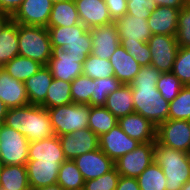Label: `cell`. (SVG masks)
Masks as SVG:
<instances>
[{
    "mask_svg": "<svg viewBox=\"0 0 190 190\" xmlns=\"http://www.w3.org/2000/svg\"><path fill=\"white\" fill-rule=\"evenodd\" d=\"M28 160L65 161L59 137L54 135L39 141L29 142Z\"/></svg>",
    "mask_w": 190,
    "mask_h": 190,
    "instance_id": "23",
    "label": "cell"
},
{
    "mask_svg": "<svg viewBox=\"0 0 190 190\" xmlns=\"http://www.w3.org/2000/svg\"><path fill=\"white\" fill-rule=\"evenodd\" d=\"M180 9L157 6L147 19L151 33L176 36Z\"/></svg>",
    "mask_w": 190,
    "mask_h": 190,
    "instance_id": "21",
    "label": "cell"
},
{
    "mask_svg": "<svg viewBox=\"0 0 190 190\" xmlns=\"http://www.w3.org/2000/svg\"><path fill=\"white\" fill-rule=\"evenodd\" d=\"M168 119L190 121V85L183 86L170 102Z\"/></svg>",
    "mask_w": 190,
    "mask_h": 190,
    "instance_id": "37",
    "label": "cell"
},
{
    "mask_svg": "<svg viewBox=\"0 0 190 190\" xmlns=\"http://www.w3.org/2000/svg\"><path fill=\"white\" fill-rule=\"evenodd\" d=\"M117 119L135 112L130 84H122L107 96L104 105Z\"/></svg>",
    "mask_w": 190,
    "mask_h": 190,
    "instance_id": "25",
    "label": "cell"
},
{
    "mask_svg": "<svg viewBox=\"0 0 190 190\" xmlns=\"http://www.w3.org/2000/svg\"><path fill=\"white\" fill-rule=\"evenodd\" d=\"M0 186L5 190H31L26 166L3 165L0 175Z\"/></svg>",
    "mask_w": 190,
    "mask_h": 190,
    "instance_id": "28",
    "label": "cell"
},
{
    "mask_svg": "<svg viewBox=\"0 0 190 190\" xmlns=\"http://www.w3.org/2000/svg\"><path fill=\"white\" fill-rule=\"evenodd\" d=\"M92 38L89 29L84 33V40H74L70 44H65L61 49L73 56L83 57L84 59L91 54Z\"/></svg>",
    "mask_w": 190,
    "mask_h": 190,
    "instance_id": "44",
    "label": "cell"
},
{
    "mask_svg": "<svg viewBox=\"0 0 190 190\" xmlns=\"http://www.w3.org/2000/svg\"><path fill=\"white\" fill-rule=\"evenodd\" d=\"M113 21L127 13V0H104Z\"/></svg>",
    "mask_w": 190,
    "mask_h": 190,
    "instance_id": "46",
    "label": "cell"
},
{
    "mask_svg": "<svg viewBox=\"0 0 190 190\" xmlns=\"http://www.w3.org/2000/svg\"><path fill=\"white\" fill-rule=\"evenodd\" d=\"M84 58L73 56L61 48H53L52 57L47 66L53 78L72 82L75 78L83 75Z\"/></svg>",
    "mask_w": 190,
    "mask_h": 190,
    "instance_id": "10",
    "label": "cell"
},
{
    "mask_svg": "<svg viewBox=\"0 0 190 190\" xmlns=\"http://www.w3.org/2000/svg\"><path fill=\"white\" fill-rule=\"evenodd\" d=\"M0 100L8 108L22 107L29 103L25 84L8 74L5 68H0Z\"/></svg>",
    "mask_w": 190,
    "mask_h": 190,
    "instance_id": "20",
    "label": "cell"
},
{
    "mask_svg": "<svg viewBox=\"0 0 190 190\" xmlns=\"http://www.w3.org/2000/svg\"><path fill=\"white\" fill-rule=\"evenodd\" d=\"M42 66L43 64L38 61L18 55L7 62L3 68L10 76L24 83L25 80L38 72Z\"/></svg>",
    "mask_w": 190,
    "mask_h": 190,
    "instance_id": "32",
    "label": "cell"
},
{
    "mask_svg": "<svg viewBox=\"0 0 190 190\" xmlns=\"http://www.w3.org/2000/svg\"><path fill=\"white\" fill-rule=\"evenodd\" d=\"M18 55V23L11 19L0 33V68Z\"/></svg>",
    "mask_w": 190,
    "mask_h": 190,
    "instance_id": "26",
    "label": "cell"
},
{
    "mask_svg": "<svg viewBox=\"0 0 190 190\" xmlns=\"http://www.w3.org/2000/svg\"><path fill=\"white\" fill-rule=\"evenodd\" d=\"M83 75L92 79L107 78L114 76V70L108 59H102L89 54L82 66Z\"/></svg>",
    "mask_w": 190,
    "mask_h": 190,
    "instance_id": "36",
    "label": "cell"
},
{
    "mask_svg": "<svg viewBox=\"0 0 190 190\" xmlns=\"http://www.w3.org/2000/svg\"><path fill=\"white\" fill-rule=\"evenodd\" d=\"M57 184L64 190H83L84 179L73 160L66 159L60 166Z\"/></svg>",
    "mask_w": 190,
    "mask_h": 190,
    "instance_id": "33",
    "label": "cell"
},
{
    "mask_svg": "<svg viewBox=\"0 0 190 190\" xmlns=\"http://www.w3.org/2000/svg\"><path fill=\"white\" fill-rule=\"evenodd\" d=\"M119 178L120 175L114 167L98 178L84 181L83 190H116Z\"/></svg>",
    "mask_w": 190,
    "mask_h": 190,
    "instance_id": "41",
    "label": "cell"
},
{
    "mask_svg": "<svg viewBox=\"0 0 190 190\" xmlns=\"http://www.w3.org/2000/svg\"><path fill=\"white\" fill-rule=\"evenodd\" d=\"M61 1H67V0H51L52 3L61 2Z\"/></svg>",
    "mask_w": 190,
    "mask_h": 190,
    "instance_id": "54",
    "label": "cell"
},
{
    "mask_svg": "<svg viewBox=\"0 0 190 190\" xmlns=\"http://www.w3.org/2000/svg\"><path fill=\"white\" fill-rule=\"evenodd\" d=\"M118 124V119L105 106H90L88 128L98 137Z\"/></svg>",
    "mask_w": 190,
    "mask_h": 190,
    "instance_id": "31",
    "label": "cell"
},
{
    "mask_svg": "<svg viewBox=\"0 0 190 190\" xmlns=\"http://www.w3.org/2000/svg\"><path fill=\"white\" fill-rule=\"evenodd\" d=\"M92 38L93 56L110 59L116 48L120 44L118 27L114 22L89 29Z\"/></svg>",
    "mask_w": 190,
    "mask_h": 190,
    "instance_id": "14",
    "label": "cell"
},
{
    "mask_svg": "<svg viewBox=\"0 0 190 190\" xmlns=\"http://www.w3.org/2000/svg\"><path fill=\"white\" fill-rule=\"evenodd\" d=\"M156 141L163 146L190 152V121L168 119L156 130Z\"/></svg>",
    "mask_w": 190,
    "mask_h": 190,
    "instance_id": "8",
    "label": "cell"
},
{
    "mask_svg": "<svg viewBox=\"0 0 190 190\" xmlns=\"http://www.w3.org/2000/svg\"><path fill=\"white\" fill-rule=\"evenodd\" d=\"M109 60L114 70V76L122 84H131L142 67L121 44L118 45Z\"/></svg>",
    "mask_w": 190,
    "mask_h": 190,
    "instance_id": "22",
    "label": "cell"
},
{
    "mask_svg": "<svg viewBox=\"0 0 190 190\" xmlns=\"http://www.w3.org/2000/svg\"><path fill=\"white\" fill-rule=\"evenodd\" d=\"M120 44L141 66L151 65V53L147 42Z\"/></svg>",
    "mask_w": 190,
    "mask_h": 190,
    "instance_id": "43",
    "label": "cell"
},
{
    "mask_svg": "<svg viewBox=\"0 0 190 190\" xmlns=\"http://www.w3.org/2000/svg\"><path fill=\"white\" fill-rule=\"evenodd\" d=\"M52 7L51 0H23L11 19L22 25L47 27Z\"/></svg>",
    "mask_w": 190,
    "mask_h": 190,
    "instance_id": "12",
    "label": "cell"
},
{
    "mask_svg": "<svg viewBox=\"0 0 190 190\" xmlns=\"http://www.w3.org/2000/svg\"><path fill=\"white\" fill-rule=\"evenodd\" d=\"M154 161V142L139 143L117 159L115 167L120 176L137 178Z\"/></svg>",
    "mask_w": 190,
    "mask_h": 190,
    "instance_id": "7",
    "label": "cell"
},
{
    "mask_svg": "<svg viewBox=\"0 0 190 190\" xmlns=\"http://www.w3.org/2000/svg\"><path fill=\"white\" fill-rule=\"evenodd\" d=\"M53 80L52 73L47 65L25 80V88L30 104L41 105L47 96V90Z\"/></svg>",
    "mask_w": 190,
    "mask_h": 190,
    "instance_id": "24",
    "label": "cell"
},
{
    "mask_svg": "<svg viewBox=\"0 0 190 190\" xmlns=\"http://www.w3.org/2000/svg\"><path fill=\"white\" fill-rule=\"evenodd\" d=\"M56 136L88 128L90 105L71 103L47 109Z\"/></svg>",
    "mask_w": 190,
    "mask_h": 190,
    "instance_id": "5",
    "label": "cell"
},
{
    "mask_svg": "<svg viewBox=\"0 0 190 190\" xmlns=\"http://www.w3.org/2000/svg\"><path fill=\"white\" fill-rule=\"evenodd\" d=\"M19 55L38 61L43 65L49 63L53 48L47 27L18 24Z\"/></svg>",
    "mask_w": 190,
    "mask_h": 190,
    "instance_id": "4",
    "label": "cell"
},
{
    "mask_svg": "<svg viewBox=\"0 0 190 190\" xmlns=\"http://www.w3.org/2000/svg\"><path fill=\"white\" fill-rule=\"evenodd\" d=\"M35 190H64V189L59 184H54L45 187H40Z\"/></svg>",
    "mask_w": 190,
    "mask_h": 190,
    "instance_id": "52",
    "label": "cell"
},
{
    "mask_svg": "<svg viewBox=\"0 0 190 190\" xmlns=\"http://www.w3.org/2000/svg\"><path fill=\"white\" fill-rule=\"evenodd\" d=\"M63 162L28 160L25 166L31 190L57 184L58 172Z\"/></svg>",
    "mask_w": 190,
    "mask_h": 190,
    "instance_id": "16",
    "label": "cell"
},
{
    "mask_svg": "<svg viewBox=\"0 0 190 190\" xmlns=\"http://www.w3.org/2000/svg\"><path fill=\"white\" fill-rule=\"evenodd\" d=\"M59 140L64 156L68 160H74L84 153L92 152L99 148L98 136L89 128L61 135Z\"/></svg>",
    "mask_w": 190,
    "mask_h": 190,
    "instance_id": "11",
    "label": "cell"
},
{
    "mask_svg": "<svg viewBox=\"0 0 190 190\" xmlns=\"http://www.w3.org/2000/svg\"><path fill=\"white\" fill-rule=\"evenodd\" d=\"M162 72L154 66H142L131 82L135 113L147 118L158 127L168 120L169 102L157 90L156 84Z\"/></svg>",
    "mask_w": 190,
    "mask_h": 190,
    "instance_id": "1",
    "label": "cell"
},
{
    "mask_svg": "<svg viewBox=\"0 0 190 190\" xmlns=\"http://www.w3.org/2000/svg\"><path fill=\"white\" fill-rule=\"evenodd\" d=\"M181 190H190V180L183 185Z\"/></svg>",
    "mask_w": 190,
    "mask_h": 190,
    "instance_id": "53",
    "label": "cell"
},
{
    "mask_svg": "<svg viewBox=\"0 0 190 190\" xmlns=\"http://www.w3.org/2000/svg\"><path fill=\"white\" fill-rule=\"evenodd\" d=\"M122 83L115 77L93 79V94L91 95L90 106H104L107 96L116 91Z\"/></svg>",
    "mask_w": 190,
    "mask_h": 190,
    "instance_id": "35",
    "label": "cell"
},
{
    "mask_svg": "<svg viewBox=\"0 0 190 190\" xmlns=\"http://www.w3.org/2000/svg\"><path fill=\"white\" fill-rule=\"evenodd\" d=\"M156 6H167L175 9H181L190 0H154Z\"/></svg>",
    "mask_w": 190,
    "mask_h": 190,
    "instance_id": "49",
    "label": "cell"
},
{
    "mask_svg": "<svg viewBox=\"0 0 190 190\" xmlns=\"http://www.w3.org/2000/svg\"><path fill=\"white\" fill-rule=\"evenodd\" d=\"M120 43L147 42L153 35L147 19L129 14L123 15L115 21Z\"/></svg>",
    "mask_w": 190,
    "mask_h": 190,
    "instance_id": "17",
    "label": "cell"
},
{
    "mask_svg": "<svg viewBox=\"0 0 190 190\" xmlns=\"http://www.w3.org/2000/svg\"><path fill=\"white\" fill-rule=\"evenodd\" d=\"M147 44L151 53V65L162 73L171 72L179 49L176 36L155 34Z\"/></svg>",
    "mask_w": 190,
    "mask_h": 190,
    "instance_id": "9",
    "label": "cell"
},
{
    "mask_svg": "<svg viewBox=\"0 0 190 190\" xmlns=\"http://www.w3.org/2000/svg\"><path fill=\"white\" fill-rule=\"evenodd\" d=\"M80 22L88 29L114 22L104 0H74Z\"/></svg>",
    "mask_w": 190,
    "mask_h": 190,
    "instance_id": "18",
    "label": "cell"
},
{
    "mask_svg": "<svg viewBox=\"0 0 190 190\" xmlns=\"http://www.w3.org/2000/svg\"><path fill=\"white\" fill-rule=\"evenodd\" d=\"M154 160L163 169L166 190H181L190 180L189 153L154 142Z\"/></svg>",
    "mask_w": 190,
    "mask_h": 190,
    "instance_id": "3",
    "label": "cell"
},
{
    "mask_svg": "<svg viewBox=\"0 0 190 190\" xmlns=\"http://www.w3.org/2000/svg\"><path fill=\"white\" fill-rule=\"evenodd\" d=\"M183 86L172 72L162 73L156 84L161 96L169 103L178 95Z\"/></svg>",
    "mask_w": 190,
    "mask_h": 190,
    "instance_id": "39",
    "label": "cell"
},
{
    "mask_svg": "<svg viewBox=\"0 0 190 190\" xmlns=\"http://www.w3.org/2000/svg\"><path fill=\"white\" fill-rule=\"evenodd\" d=\"M11 20V16L0 12V33L4 26Z\"/></svg>",
    "mask_w": 190,
    "mask_h": 190,
    "instance_id": "51",
    "label": "cell"
},
{
    "mask_svg": "<svg viewBox=\"0 0 190 190\" xmlns=\"http://www.w3.org/2000/svg\"><path fill=\"white\" fill-rule=\"evenodd\" d=\"M118 125L129 137L140 143L156 141L157 127L138 113L119 118Z\"/></svg>",
    "mask_w": 190,
    "mask_h": 190,
    "instance_id": "19",
    "label": "cell"
},
{
    "mask_svg": "<svg viewBox=\"0 0 190 190\" xmlns=\"http://www.w3.org/2000/svg\"><path fill=\"white\" fill-rule=\"evenodd\" d=\"M71 98L73 103L88 104L93 94V79L80 75L71 82Z\"/></svg>",
    "mask_w": 190,
    "mask_h": 190,
    "instance_id": "38",
    "label": "cell"
},
{
    "mask_svg": "<svg viewBox=\"0 0 190 190\" xmlns=\"http://www.w3.org/2000/svg\"><path fill=\"white\" fill-rule=\"evenodd\" d=\"M52 48H62L74 40H84V33L88 30L82 23L74 26L47 27Z\"/></svg>",
    "mask_w": 190,
    "mask_h": 190,
    "instance_id": "29",
    "label": "cell"
},
{
    "mask_svg": "<svg viewBox=\"0 0 190 190\" xmlns=\"http://www.w3.org/2000/svg\"><path fill=\"white\" fill-rule=\"evenodd\" d=\"M176 40L179 47H190V1L179 11Z\"/></svg>",
    "mask_w": 190,
    "mask_h": 190,
    "instance_id": "42",
    "label": "cell"
},
{
    "mask_svg": "<svg viewBox=\"0 0 190 190\" xmlns=\"http://www.w3.org/2000/svg\"><path fill=\"white\" fill-rule=\"evenodd\" d=\"M80 19L74 0L53 3L47 27L74 26Z\"/></svg>",
    "mask_w": 190,
    "mask_h": 190,
    "instance_id": "27",
    "label": "cell"
},
{
    "mask_svg": "<svg viewBox=\"0 0 190 190\" xmlns=\"http://www.w3.org/2000/svg\"><path fill=\"white\" fill-rule=\"evenodd\" d=\"M99 148L114 162L134 150L140 142L129 137L117 124L98 137Z\"/></svg>",
    "mask_w": 190,
    "mask_h": 190,
    "instance_id": "13",
    "label": "cell"
},
{
    "mask_svg": "<svg viewBox=\"0 0 190 190\" xmlns=\"http://www.w3.org/2000/svg\"><path fill=\"white\" fill-rule=\"evenodd\" d=\"M4 125L20 132L29 142L55 135L49 113L40 105L28 104L22 107L9 108Z\"/></svg>",
    "mask_w": 190,
    "mask_h": 190,
    "instance_id": "2",
    "label": "cell"
},
{
    "mask_svg": "<svg viewBox=\"0 0 190 190\" xmlns=\"http://www.w3.org/2000/svg\"><path fill=\"white\" fill-rule=\"evenodd\" d=\"M73 161L80 170L84 181L98 178L115 167V162L100 148L92 152L84 153Z\"/></svg>",
    "mask_w": 190,
    "mask_h": 190,
    "instance_id": "15",
    "label": "cell"
},
{
    "mask_svg": "<svg viewBox=\"0 0 190 190\" xmlns=\"http://www.w3.org/2000/svg\"><path fill=\"white\" fill-rule=\"evenodd\" d=\"M8 109L9 108L5 105V103L0 100V123L1 124H4Z\"/></svg>",
    "mask_w": 190,
    "mask_h": 190,
    "instance_id": "50",
    "label": "cell"
},
{
    "mask_svg": "<svg viewBox=\"0 0 190 190\" xmlns=\"http://www.w3.org/2000/svg\"><path fill=\"white\" fill-rule=\"evenodd\" d=\"M171 72L184 86L190 85V47H179Z\"/></svg>",
    "mask_w": 190,
    "mask_h": 190,
    "instance_id": "40",
    "label": "cell"
},
{
    "mask_svg": "<svg viewBox=\"0 0 190 190\" xmlns=\"http://www.w3.org/2000/svg\"><path fill=\"white\" fill-rule=\"evenodd\" d=\"M22 2L23 0H0V12L12 17Z\"/></svg>",
    "mask_w": 190,
    "mask_h": 190,
    "instance_id": "47",
    "label": "cell"
},
{
    "mask_svg": "<svg viewBox=\"0 0 190 190\" xmlns=\"http://www.w3.org/2000/svg\"><path fill=\"white\" fill-rule=\"evenodd\" d=\"M140 190H166L163 169L154 161L137 178Z\"/></svg>",
    "mask_w": 190,
    "mask_h": 190,
    "instance_id": "34",
    "label": "cell"
},
{
    "mask_svg": "<svg viewBox=\"0 0 190 190\" xmlns=\"http://www.w3.org/2000/svg\"><path fill=\"white\" fill-rule=\"evenodd\" d=\"M3 164H2V161H1V158H0V175H1V168H2Z\"/></svg>",
    "mask_w": 190,
    "mask_h": 190,
    "instance_id": "55",
    "label": "cell"
},
{
    "mask_svg": "<svg viewBox=\"0 0 190 190\" xmlns=\"http://www.w3.org/2000/svg\"><path fill=\"white\" fill-rule=\"evenodd\" d=\"M29 141L14 128H0V158L3 165H23L28 162Z\"/></svg>",
    "mask_w": 190,
    "mask_h": 190,
    "instance_id": "6",
    "label": "cell"
},
{
    "mask_svg": "<svg viewBox=\"0 0 190 190\" xmlns=\"http://www.w3.org/2000/svg\"><path fill=\"white\" fill-rule=\"evenodd\" d=\"M156 7L154 0H127V14L145 19Z\"/></svg>",
    "mask_w": 190,
    "mask_h": 190,
    "instance_id": "45",
    "label": "cell"
},
{
    "mask_svg": "<svg viewBox=\"0 0 190 190\" xmlns=\"http://www.w3.org/2000/svg\"><path fill=\"white\" fill-rule=\"evenodd\" d=\"M70 89L71 82L53 78L45 101L40 106L49 109L73 103Z\"/></svg>",
    "mask_w": 190,
    "mask_h": 190,
    "instance_id": "30",
    "label": "cell"
},
{
    "mask_svg": "<svg viewBox=\"0 0 190 190\" xmlns=\"http://www.w3.org/2000/svg\"><path fill=\"white\" fill-rule=\"evenodd\" d=\"M116 190H140L136 178L120 176Z\"/></svg>",
    "mask_w": 190,
    "mask_h": 190,
    "instance_id": "48",
    "label": "cell"
}]
</instances>
